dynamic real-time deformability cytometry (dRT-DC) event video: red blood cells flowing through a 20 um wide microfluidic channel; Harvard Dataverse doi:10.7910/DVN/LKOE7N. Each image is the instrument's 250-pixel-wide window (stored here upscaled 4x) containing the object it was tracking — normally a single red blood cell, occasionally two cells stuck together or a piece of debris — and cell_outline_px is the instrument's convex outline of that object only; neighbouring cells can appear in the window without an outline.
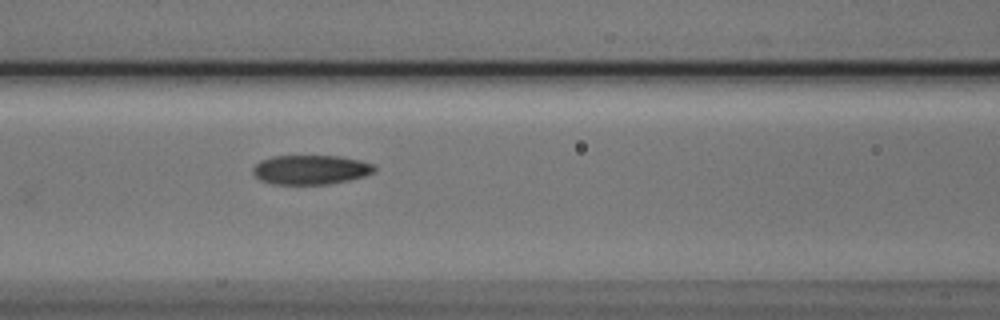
{"species": "Egyptian fruit bat (a non-hibernating species)", "species_latin": "Rousettus aegyptiacus", "temperature_condition": "cold", "stored_images_in_passage": 9, "camera_frame_rate_fps": 3000, "um_per_image_px": 0.085, "animal": {"sex": "male"}, "frame": {"image": 1, "passage_image": 9, "time_ms": 2.667, "image_size_px": [1000, 320], "cell_outline_px": [[376, 172], [364, 176], [348, 180], [328, 184], [272, 184], [260, 180], [252, 172], [252, 168], [260, 160], [272, 156], [340, 156], [360, 160], [372, 164], [376, 168]], "centroid_in_image_um": [26.4, 14.42], "position_along_channel_um": 140.2, "area_um2": 20.87}}